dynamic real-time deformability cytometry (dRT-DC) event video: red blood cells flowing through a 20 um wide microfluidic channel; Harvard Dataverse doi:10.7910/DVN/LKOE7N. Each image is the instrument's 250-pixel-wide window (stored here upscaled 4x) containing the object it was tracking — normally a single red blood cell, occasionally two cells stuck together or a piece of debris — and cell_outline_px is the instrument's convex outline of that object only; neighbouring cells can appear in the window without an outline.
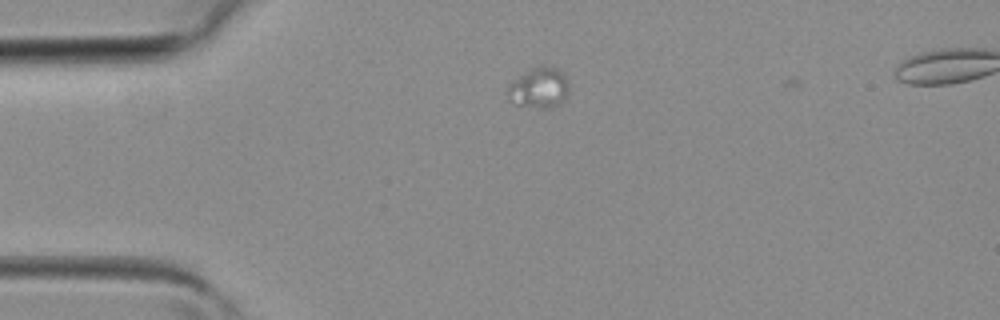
{"species": "common noctule bat (a hibernating species)", "species_latin": "Nyctalus noctula", "temperature_condition": "room temperature", "stored_images_in_passage": 5, "camera_frame_rate_fps": 3000, "um_per_image_px": 0.085, "animal": {"sex": "female", "body_mass_g": 19.3, "forearm_length_mm": 54.1}, "frame": {"image": 1, "passage_image": 3, "time_ms": 0.667, "image_size_px": [1000, 320], "cell_outline_px": [[568, 92], [564, 100], [548, 108], [540, 108], [512, 104], [508, 96], [508, 84], [532, 68], [544, 64], [548, 64], [560, 68], [564, 72], [568, 80]], "centroid_in_image_um": [45.85, 7.43], "position_along_channel_um": 39.2, "area_um2": 14.68}}
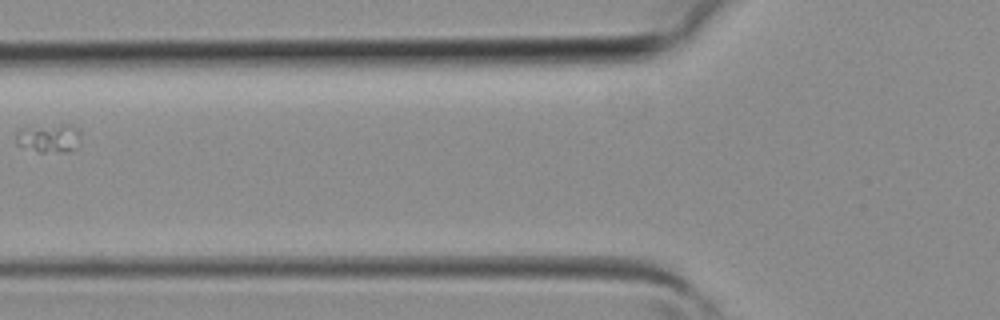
{"frame": {"image": 2, "passage_image": 5, "time_ms": 1.333, "image_size_px": [1000, 320], "cell_outline_px": [[80, 140], [76, 148], [68, 152], [40, 152], [16, 144], [16, 132], [20, 128], [60, 124], [68, 124], [80, 128]], "centroid_in_image_um": [4.2, 11.73], "position_along_channel_um": 121.6, "area_um2": 10.98}}